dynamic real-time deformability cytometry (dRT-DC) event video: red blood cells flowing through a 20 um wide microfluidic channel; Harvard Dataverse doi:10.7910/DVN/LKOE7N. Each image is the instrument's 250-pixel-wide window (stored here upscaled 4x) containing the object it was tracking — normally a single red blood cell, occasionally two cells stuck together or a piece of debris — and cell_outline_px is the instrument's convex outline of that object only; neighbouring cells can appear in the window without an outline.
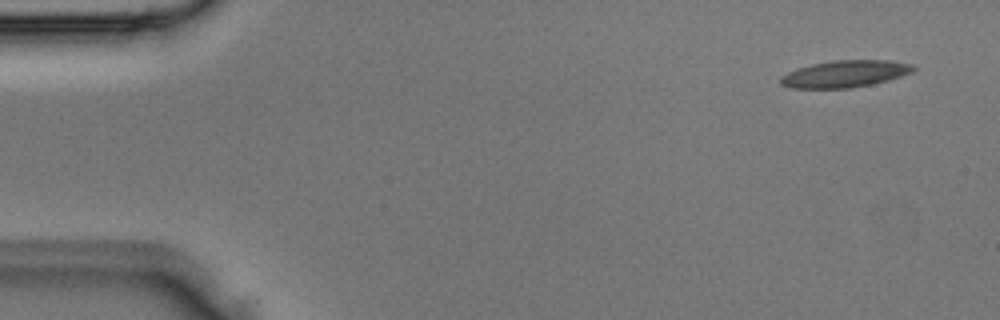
{"species": "Egyptian fruit bat (a non-hibernating species)", "species_latin": "Rousettus aegyptiacus", "temperature_condition": "room temperature", "stored_images_in_passage": 5, "camera_frame_rate_fps": 3000, "um_per_image_px": 0.085, "animal": {"sex": "male"}, "frame": {"image": 1, "passage_image": 5, "time_ms": 1.333, "image_size_px": [1000, 320], "cell_outline_px": [[916, 68], [912, 72], [888, 80], [872, 84], [852, 88], [792, 88], [780, 84], [780, 76], [796, 68], [812, 64], [832, 60], [888, 60], [912, 64]], "centroid_in_image_um": [71.8, 6.27], "position_along_channel_um": 13.2, "area_um2": 20.87}}